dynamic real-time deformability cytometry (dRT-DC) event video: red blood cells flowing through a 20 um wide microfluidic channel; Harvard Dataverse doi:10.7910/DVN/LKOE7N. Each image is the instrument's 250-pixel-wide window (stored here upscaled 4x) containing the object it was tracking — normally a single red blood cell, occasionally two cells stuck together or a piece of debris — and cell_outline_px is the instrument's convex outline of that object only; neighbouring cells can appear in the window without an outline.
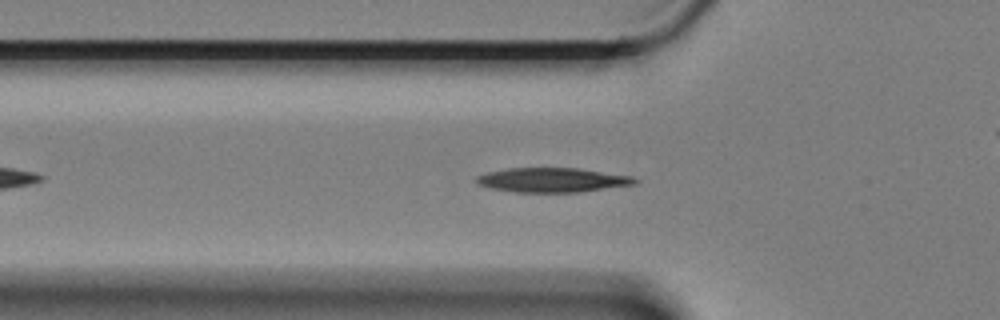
{"species": "Egyptian fruit bat (a non-hibernating species)", "species_latin": "Rousettus aegyptiacus", "temperature_condition": "cold", "stored_images_in_passage": 51, "camera_frame_rate_fps": 3000, "um_per_image_px": 0.085, "animal": {"sex": "female"}, "frame": {"image": 1, "passage_image": 10, "time_ms": 3.0, "image_size_px": [1000, 320], "cell_outline_px": [[640, 180], [636, 184], [580, 192], [516, 192], [492, 188], [476, 184], [476, 176], [488, 172], [508, 168], [580, 168], [632, 176]], "centroid_in_image_um": [46.98, 15.3], "position_along_channel_um": 78.8, "area_um2": 22.6}}
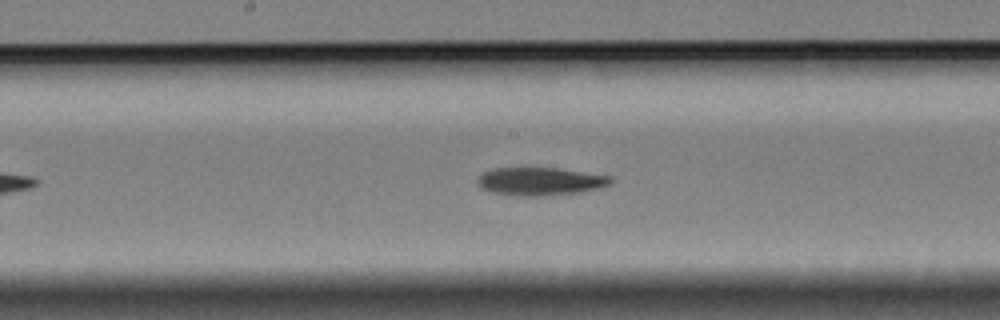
{"frame": {"image": 2, "passage_image": 21, "time_ms": 6.667, "image_size_px": [1000, 320], "cell_outline_px": [[612, 180], [608, 184], [596, 188], [580, 192], [544, 196], [520, 196], [492, 192], [480, 188], [476, 180], [484, 172], [492, 168], [520, 164], [556, 168], [612, 176]], "centroid_in_image_um": [45.81, 15.36], "position_along_channel_um": 202.4, "area_um2": 22.48}}
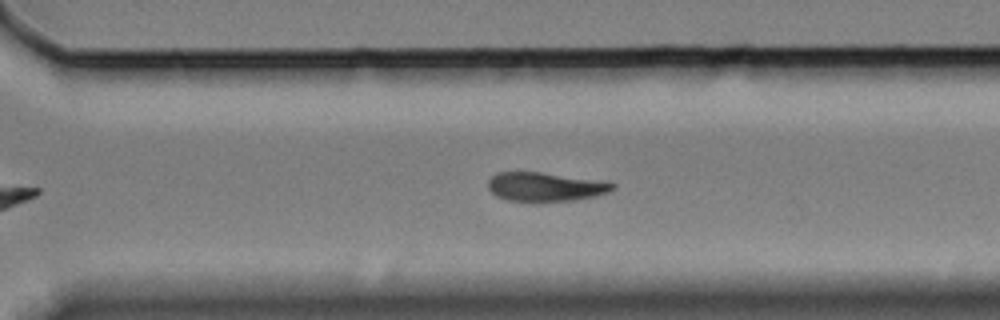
{"frame": {"image": 3, "passage_image": 32, "time_ms": 10.333, "image_size_px": [1000, 320], "cell_outline_px": [[616, 188], [608, 192], [596, 196], [576, 200], [532, 204], [508, 200], [496, 196], [488, 188], [488, 180], [496, 172], [540, 172], [616, 184]], "centroid_in_image_um": [46.28, 15.93], "position_along_channel_um": 324.3, "area_um2": 21.33}, "authors_computed_cell_mechanics": {"area_um2": 21.9062, "velocity_mm_per_s": 3.3493, "shape_relaxation_time_tau1_ms": 4.3314, "shape_relaxation_time_tau2_ms": null, "deformation_change_tau1": 0.1262, "deformation_change_tau2": null}}